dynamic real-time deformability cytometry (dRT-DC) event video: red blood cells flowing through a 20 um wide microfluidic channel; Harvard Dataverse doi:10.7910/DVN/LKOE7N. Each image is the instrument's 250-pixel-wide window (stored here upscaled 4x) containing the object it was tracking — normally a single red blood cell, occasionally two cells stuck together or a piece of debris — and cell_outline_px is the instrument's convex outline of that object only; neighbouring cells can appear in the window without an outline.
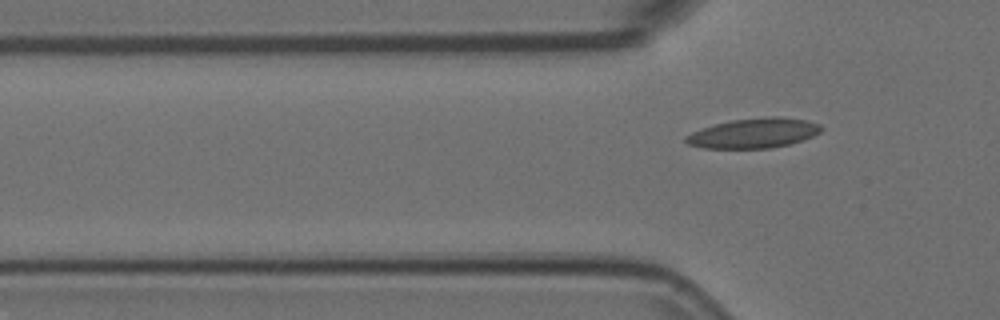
{"species": "Egyptian fruit bat (a non-hibernating species)", "species_latin": "Rousettus aegyptiacus", "temperature_condition": "room temperature", "stored_images_in_passage": 2, "camera_frame_rate_fps": 3000, "um_per_image_px": 0.085, "animal": {"sex": "female"}, "frame": {"image": 1, "passage_image": 2, "time_ms": 0.333, "image_size_px": [1000, 320], "cell_outline_px": [[824, 128], [820, 132], [812, 136], [788, 144], [768, 148], [704, 148], [688, 144], [684, 140], [684, 136], [692, 132], [716, 124], [732, 120], [768, 116], [780, 116], [804, 120], [820, 124]], "centroid_in_image_um": [64.06, 11.31], "position_along_channel_um": 61.7, "area_um2": 23.29}}